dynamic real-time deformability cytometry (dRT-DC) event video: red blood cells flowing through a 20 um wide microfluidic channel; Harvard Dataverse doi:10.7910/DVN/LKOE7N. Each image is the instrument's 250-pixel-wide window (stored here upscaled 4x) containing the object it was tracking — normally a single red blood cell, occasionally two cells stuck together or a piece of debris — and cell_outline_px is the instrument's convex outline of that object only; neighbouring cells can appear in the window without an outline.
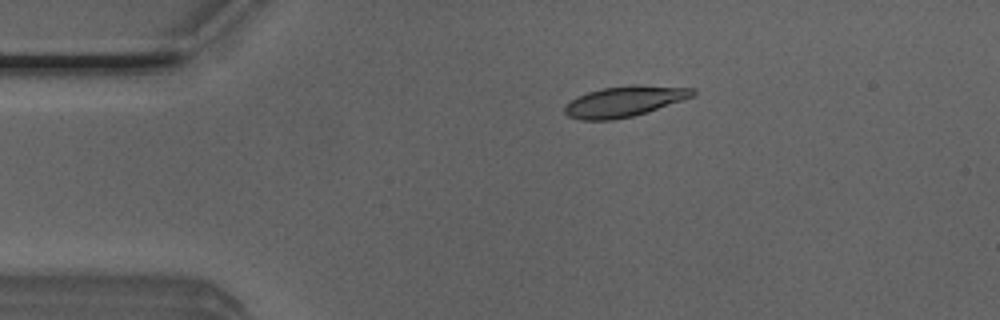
{"species": "Egyptian fruit bat (a non-hibernating species)", "species_latin": "Rousettus aegyptiacus", "temperature_condition": "room temperature", "stored_images_in_passage": 42, "camera_frame_rate_fps": 3000, "um_per_image_px": 0.085, "animal": {"sex": "male"}, "frame": {"image": 1, "passage_image": 1, "time_ms": 0.0, "image_size_px": [1000, 320], "cell_outline_px": [[696, 96], [648, 112], [632, 116], [612, 120], [580, 120], [568, 116], [564, 112], [564, 104], [576, 96], [588, 92], [604, 88], [632, 84], [640, 84], [696, 88]], "centroid_in_image_um": [53.11, 8.61], "position_along_channel_um": 31.9, "area_um2": 23.29}}
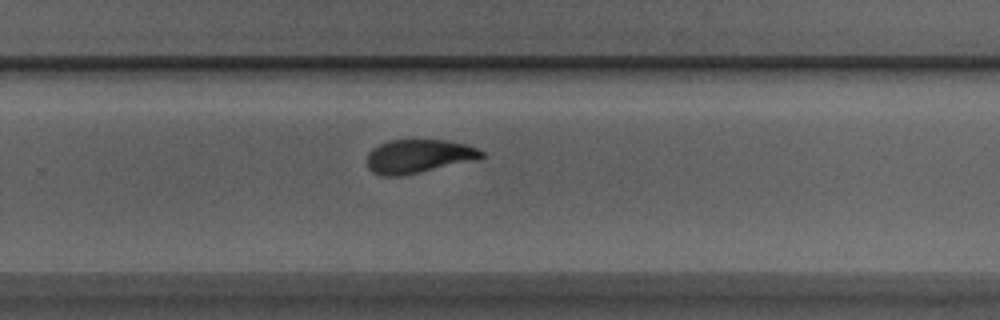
{"frame": {"image": 2, "passage_image": 24, "time_ms": 7.667, "image_size_px": [1000, 320], "cell_outline_px": [[484, 156], [480, 160], [400, 176], [380, 176], [372, 172], [368, 168], [368, 152], [372, 148], [388, 140], [448, 140], [468, 144], [484, 152]], "centroid_in_image_um": [35.62, 13.28], "position_along_channel_um": 294.2, "area_um2": 22.77}}
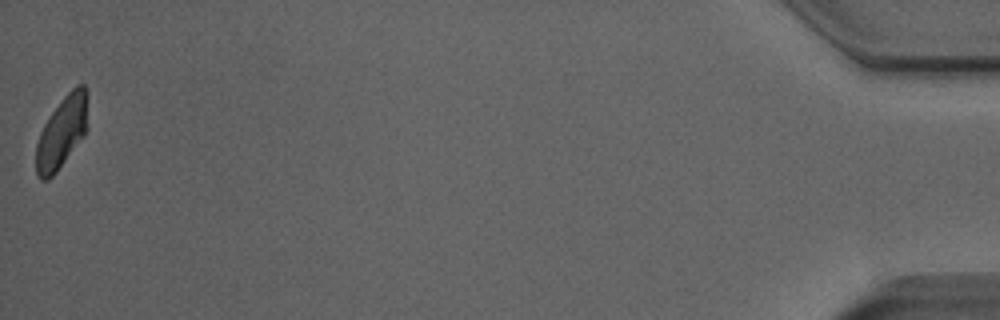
{"frame": {"image": 3, "passage_image": 42, "time_ms": 13.667, "image_size_px": [1000, 320], "cell_outline_px": [[88, 128], [84, 136], [56, 172], [48, 180], [40, 180], [36, 176], [36, 144], [40, 132], [44, 124], [52, 112], [64, 96], [76, 84], [84, 84], [88, 92]], "centroid_in_image_um": [5.29, 11.22], "position_along_channel_um": 429.9, "area_um2": 21.96}, "authors_computed_cell_mechanics": {"area_um2": 22.9177, "velocity_mm_per_s": 3.9987, "shape_relaxation_time_tau1_ms": 3.1021, "shape_relaxation_time_tau2_ms": 1.2724, "deformation_change_tau1": 0.1272, "deformation_change_tau2": 0.0478}}